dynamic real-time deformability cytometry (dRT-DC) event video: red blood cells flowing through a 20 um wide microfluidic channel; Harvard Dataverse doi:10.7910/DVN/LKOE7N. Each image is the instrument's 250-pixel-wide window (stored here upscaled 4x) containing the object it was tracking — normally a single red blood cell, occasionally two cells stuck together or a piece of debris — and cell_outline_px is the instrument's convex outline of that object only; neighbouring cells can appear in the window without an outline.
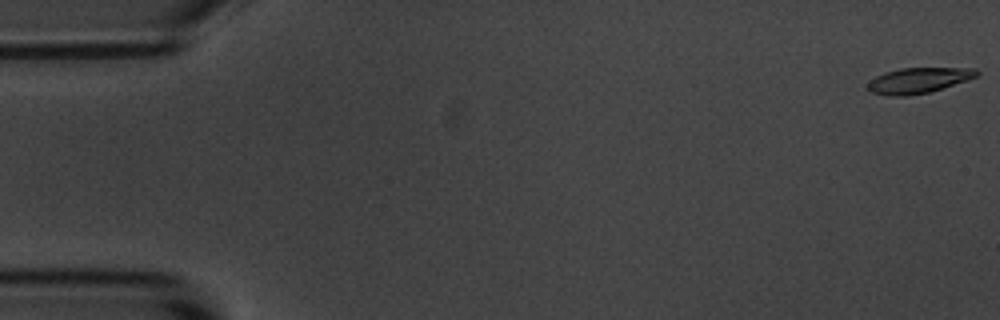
{"species": "common noctule bat (a hibernating species)", "species_latin": "Nyctalus noctula", "temperature_condition": "room temperature", "stored_images_in_passage": 55, "camera_frame_rate_fps": 3000, "um_per_image_px": 0.085, "animal": {"sex": "male", "body_mass_g": 20.1, "forearm_length_mm": 53.5}, "frame": {"image": 1, "passage_image": 1, "time_ms": 0.0, "image_size_px": [1000, 320], "cell_outline_px": [[980, 72], [976, 76], [968, 80], [928, 92], [908, 96], [888, 96], [872, 92], [868, 88], [868, 84], [876, 76], [884, 72], [900, 68], [976, 68]], "centroid_in_image_um": [78.08, 6.83], "position_along_channel_um": 6.9, "area_um2": 16.07}}
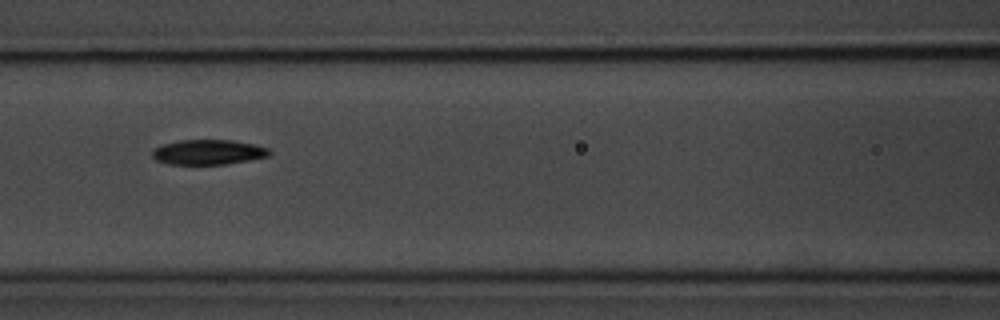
{"frame": {"image": 2, "passage_image": 24, "time_ms": 7.667, "image_size_px": [1000, 320], "cell_outline_px": [[272, 152], [268, 156], [248, 160], [224, 164], [168, 164], [156, 160], [152, 156], [152, 148], [164, 144], [180, 140], [232, 140], [256, 144], [268, 148]], "centroid_in_image_um": [17.69, 12.92], "position_along_channel_um": 148.9, "area_um2": 17.05}}
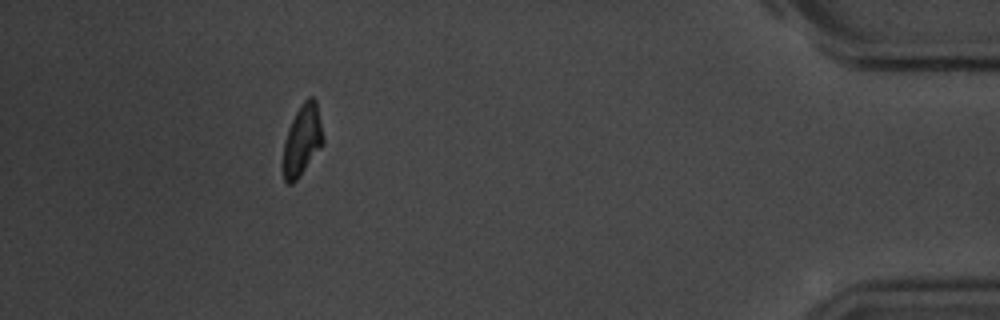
{"frame": {"image": 3, "passage_image": 50, "time_ms": 16.333, "image_size_px": [1000, 320], "cell_outline_px": [[324, 144], [296, 180], [292, 184], [288, 184], [284, 180], [284, 144], [288, 128], [300, 104], [308, 96], [312, 96], [316, 100], [324, 136]], "centroid_in_image_um": [25.72, 11.87], "position_along_channel_um": 409.5, "area_um2": 16.42}, "authors_computed_cell_mechanics": {"area_um2": 17.051, "velocity_mm_per_s": 3.6706, "shape_relaxation_time_tau1_ms": 2.8902, "shape_relaxation_time_tau2_ms": 5.3106, "deformation_change_tau1": 0.1367, "deformation_change_tau2": 0.0933}}